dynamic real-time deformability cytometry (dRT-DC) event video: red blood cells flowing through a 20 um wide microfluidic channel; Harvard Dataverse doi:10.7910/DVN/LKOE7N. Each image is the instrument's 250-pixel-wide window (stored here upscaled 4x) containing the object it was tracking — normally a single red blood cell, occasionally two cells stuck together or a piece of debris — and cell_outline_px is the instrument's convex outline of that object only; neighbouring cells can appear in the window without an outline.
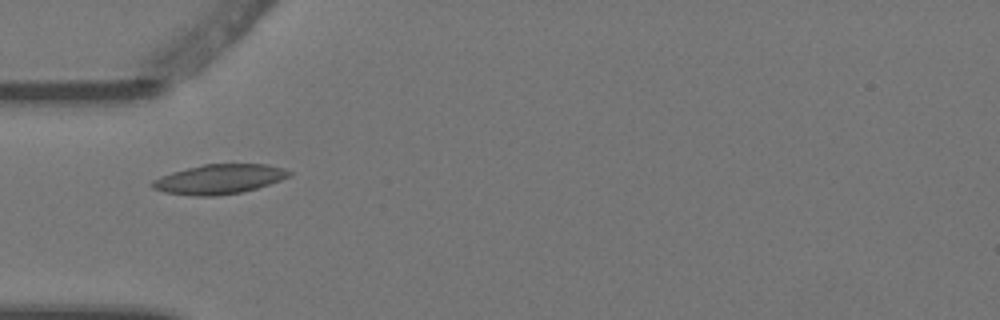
{"species": "Egyptian fruit bat (a non-hibernating species)", "species_latin": "Rousettus aegyptiacus", "temperature_condition": "warm", "stored_images_in_passage": 2, "camera_frame_rate_fps": 3000, "um_per_image_px": 0.085, "animal": {"sex": "female"}, "frame": {"image": 1, "passage_image": 1, "time_ms": 0.0, "image_size_px": [1000, 320], "cell_outline_px": [[292, 176], [256, 188], [240, 192], [216, 196], [192, 196], [164, 192], [152, 188], [152, 180], [160, 176], [172, 172], [204, 164], [268, 164], [284, 168], [292, 172]], "centroid_in_image_um": [18.64, 15.22], "position_along_channel_um": 66.4, "area_um2": 23.58}}
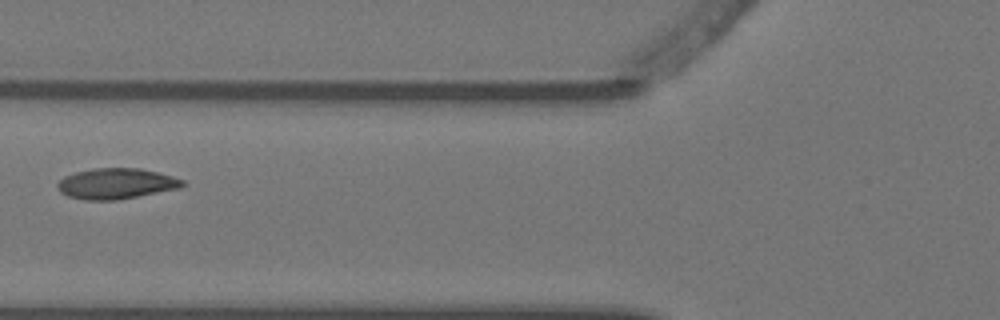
{"frame": {"image": 2, "passage_image": 2, "time_ms": 0.333, "image_size_px": [1000, 320], "cell_outline_px": [[188, 184], [180, 188], [116, 200], [84, 200], [68, 196], [60, 192], [56, 188], [56, 184], [64, 176], [76, 172], [96, 168], [140, 168], [172, 176], [184, 180]], "centroid_in_image_um": [9.87, 15.61], "position_along_channel_um": 115.9, "area_um2": 22.37}}